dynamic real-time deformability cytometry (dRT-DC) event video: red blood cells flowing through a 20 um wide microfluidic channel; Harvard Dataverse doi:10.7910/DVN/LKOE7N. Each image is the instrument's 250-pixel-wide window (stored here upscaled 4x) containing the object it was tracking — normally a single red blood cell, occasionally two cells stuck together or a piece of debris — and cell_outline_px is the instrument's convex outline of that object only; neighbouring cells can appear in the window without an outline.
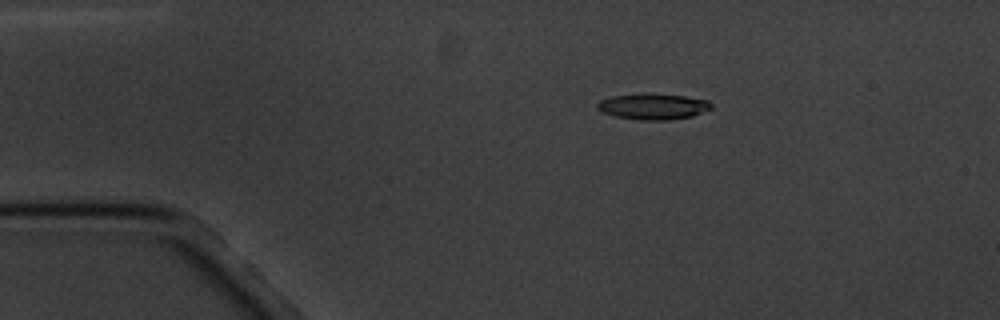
{"species": "common noctule bat (a hibernating species)", "species_latin": "Nyctalus noctula", "temperature_condition": "cold", "stored_images_in_passage": 7, "camera_frame_rate_fps": 3000, "um_per_image_px": 0.085, "animal": {"sex": "male", "body_mass_g": 20.1, "forearm_length_mm": 53.5}, "frame": {"image": 1, "passage_image": 3, "time_ms": 2.333, "image_size_px": [1000, 320], "cell_outline_px": [[712, 108], [692, 116], [668, 120], [640, 120], [616, 116], [604, 112], [596, 108], [596, 104], [600, 100], [612, 96], [644, 92], [684, 96], [708, 100], [712, 104]], "centroid_in_image_um": [55.5, 9.03], "position_along_channel_um": 29.5, "area_um2": 17.34}}
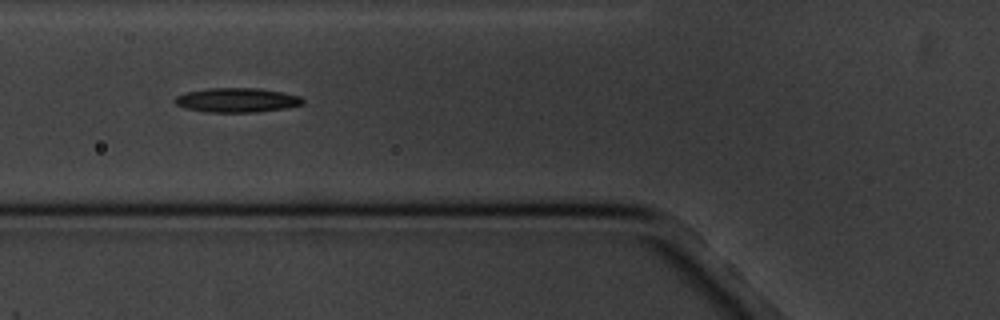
{"frame": {"image": 2, "passage_image": 6, "time_ms": 6.0, "image_size_px": [1000, 320], "cell_outline_px": [[304, 104], [284, 108], [256, 112], [208, 112], [184, 108], [176, 104], [176, 96], [188, 92], [208, 88], [260, 88], [300, 96], [304, 100]], "centroid_in_image_um": [20.15, 8.51], "position_along_channel_um": 105.6, "area_um2": 17.98}}
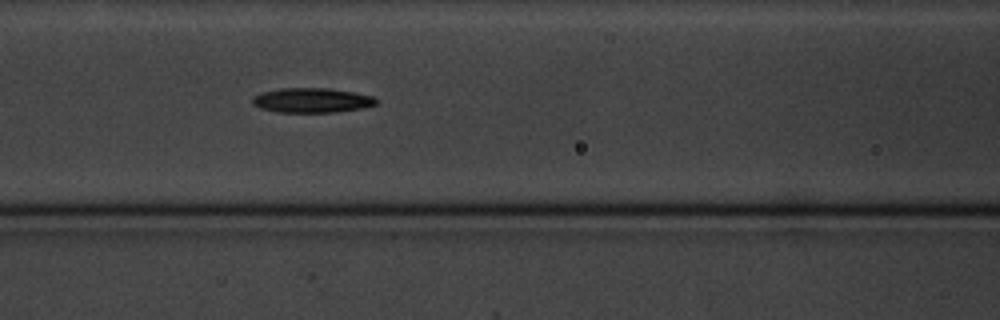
{"frame": {"image": 3, "passage_image": 7, "time_ms": 7.0, "image_size_px": [1000, 320], "cell_outline_px": [[376, 104], [364, 108], [336, 112], [276, 112], [260, 108], [252, 104], [252, 100], [260, 92], [280, 88], [328, 88], [356, 92], [372, 96], [376, 100]], "centroid_in_image_um": [26.5, 8.52], "position_along_channel_um": 140.1, "area_um2": 17.86}}